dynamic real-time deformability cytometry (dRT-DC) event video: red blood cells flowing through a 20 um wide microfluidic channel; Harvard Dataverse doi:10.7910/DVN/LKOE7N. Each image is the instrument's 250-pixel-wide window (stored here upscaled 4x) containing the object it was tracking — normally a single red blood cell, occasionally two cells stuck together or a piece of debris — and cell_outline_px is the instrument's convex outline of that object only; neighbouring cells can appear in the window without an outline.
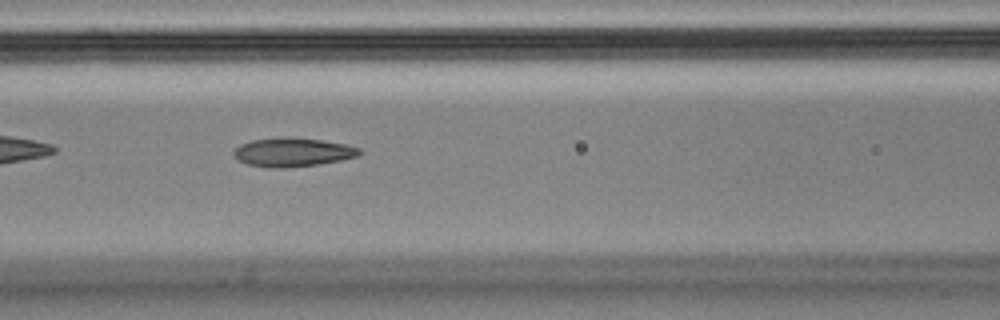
{"species": "Egyptian fruit bat (a non-hibernating species)", "species_latin": "Rousettus aegyptiacus", "temperature_condition": "cold", "stored_images_in_passage": 15, "camera_frame_rate_fps": 3000, "um_per_image_px": 0.085, "animal": {"sex": "male"}, "frame": {"image": 1, "passage_image": 7, "time_ms": 2.0, "image_size_px": [1000, 320], "cell_outline_px": [[364, 152], [356, 156], [340, 160], [316, 164], [284, 168], [268, 168], [248, 164], [232, 156], [232, 152], [240, 144], [252, 140], [284, 136], [288, 136], [320, 140], [344, 144], [360, 148]], "centroid_in_image_um": [24.84, 12.93], "position_along_channel_um": 141.8, "area_um2": 21.1}}
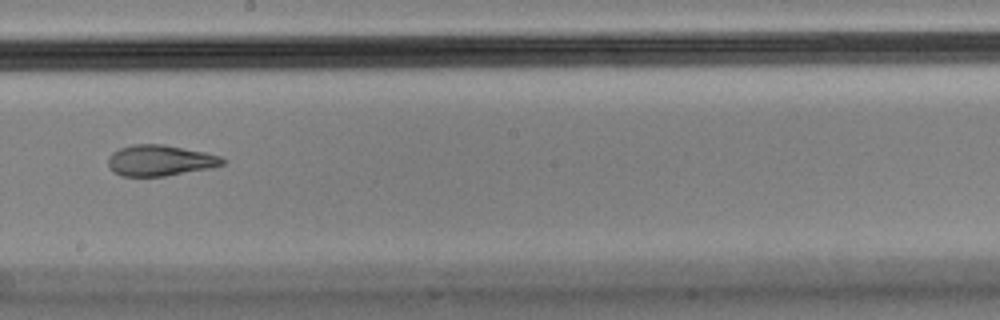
{"frame": {"image": 2, "passage_image": 9, "time_ms": 2.667, "image_size_px": [1000, 320], "cell_outline_px": [[228, 160], [224, 164], [212, 168], [164, 176], [120, 176], [112, 172], [108, 168], [108, 156], [112, 152], [120, 148], [132, 144], [164, 144], [204, 152], [220, 156]], "centroid_in_image_um": [13.59, 13.64], "position_along_channel_um": 234.6, "area_um2": 20.87}}